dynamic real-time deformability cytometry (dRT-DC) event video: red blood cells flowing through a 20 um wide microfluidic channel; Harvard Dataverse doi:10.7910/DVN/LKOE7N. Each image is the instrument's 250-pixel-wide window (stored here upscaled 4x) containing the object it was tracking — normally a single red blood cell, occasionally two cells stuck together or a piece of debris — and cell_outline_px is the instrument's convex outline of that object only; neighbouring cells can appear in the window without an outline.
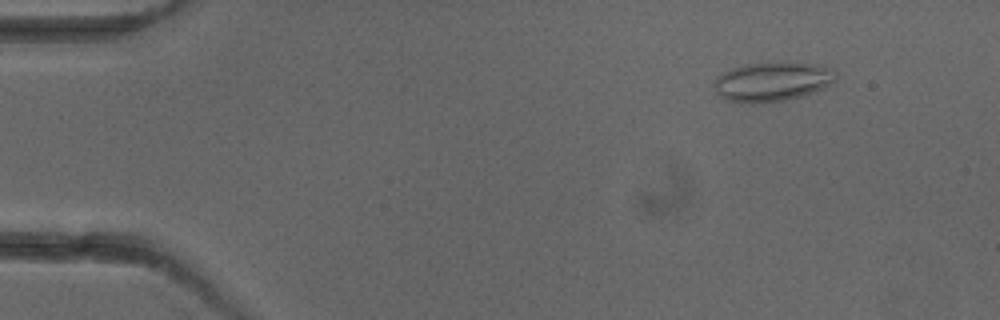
{"species": "common noctule bat (a hibernating species)", "species_latin": "Nyctalus noctula", "temperature_condition": "cold", "stored_images_in_passage": 6, "camera_frame_rate_fps": 3000, "um_per_image_px": 0.085, "animal": {"sex": "female"}, "frame": {"image": 1, "passage_image": 2, "time_ms": 1.333, "image_size_px": [1000, 320], "cell_outline_px": [[836, 80], [832, 84], [824, 88], [800, 96], [784, 100], [752, 104], [740, 104], [724, 100], [716, 92], [716, 76], [732, 68], [744, 64], [772, 60], [784, 60], [816, 64], [832, 68], [836, 72]], "centroid_in_image_um": [65.65, 6.91], "position_along_channel_um": 19.3, "area_um2": 28.78}}